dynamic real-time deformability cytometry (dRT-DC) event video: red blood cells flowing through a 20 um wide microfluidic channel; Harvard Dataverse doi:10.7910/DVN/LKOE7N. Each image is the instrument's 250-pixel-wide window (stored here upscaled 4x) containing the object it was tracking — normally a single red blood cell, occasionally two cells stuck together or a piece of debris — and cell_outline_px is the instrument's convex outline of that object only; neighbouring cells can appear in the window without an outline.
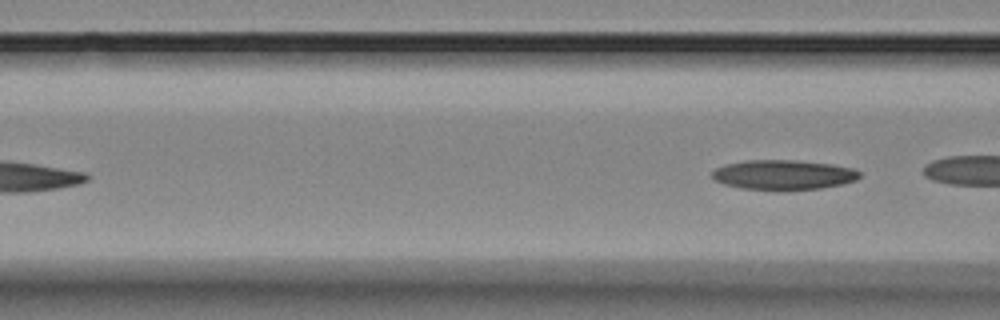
{"species": "Egyptian fruit bat (a non-hibernating species)", "species_latin": "Rousettus aegyptiacus", "temperature_condition": "room temperature", "stored_images_in_passage": 4, "segment_of_instrument_passage": [2, 2], "camera_frame_rate_fps": 3000, "um_per_image_px": 0.085, "animal": {"sex": "female"}, "frame": {"image": 1, "passage_image": 4, "time_ms": 3.667, "image_size_px": [1000, 320], "cell_outline_px": [[860, 176], [856, 180], [840, 184], [820, 188], [780, 192], [740, 188], [724, 184], [716, 180], [712, 176], [712, 172], [716, 168], [724, 164], [744, 160], [796, 160], [832, 164], [852, 168], [860, 172]], "centroid_in_image_um": [66.56, 14.87], "position_along_channel_um": 100.0, "area_um2": 26.07}}